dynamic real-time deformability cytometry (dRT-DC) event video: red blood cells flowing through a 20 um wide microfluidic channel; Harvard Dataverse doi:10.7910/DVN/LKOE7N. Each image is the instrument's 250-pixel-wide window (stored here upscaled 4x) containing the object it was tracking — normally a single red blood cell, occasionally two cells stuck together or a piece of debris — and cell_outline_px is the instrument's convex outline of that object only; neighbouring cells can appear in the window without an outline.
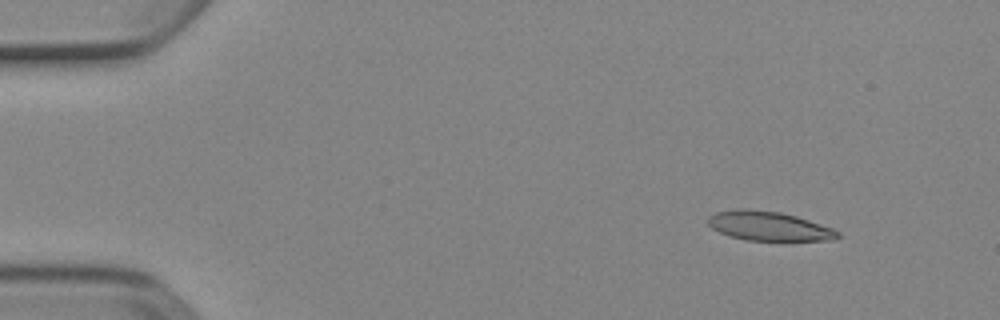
{"species": "Egyptian fruit bat (a non-hibernating species)", "species_latin": "Rousettus aegyptiacus", "temperature_condition": "cold", "stored_images_in_passage": 5, "camera_frame_rate_fps": 3000, "um_per_image_px": 0.085, "animal": {"sex": "female"}, "frame": {"image": 1, "passage_image": 2, "time_ms": 0.333, "image_size_px": [1000, 320], "cell_outline_px": [[840, 236], [832, 240], [744, 240], [728, 236], [712, 228], [708, 224], [708, 216], [716, 212], [740, 208], [744, 208], [780, 212], [796, 216], [832, 228], [840, 232]], "centroid_in_image_um": [65.32, 19.21], "position_along_channel_um": 19.7, "area_um2": 22.02}}
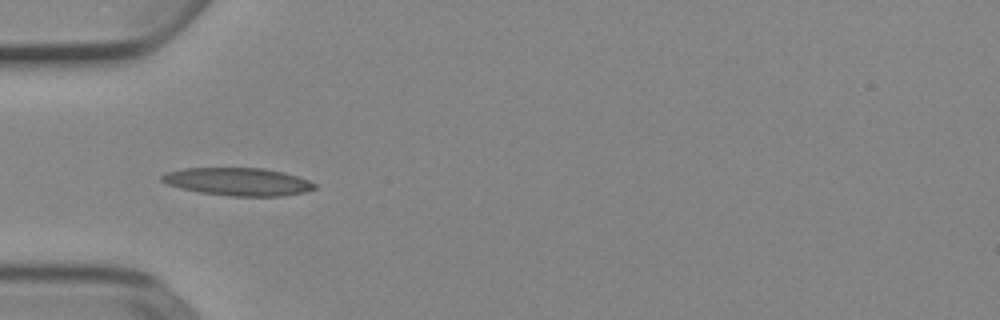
{"frame": {"image": 2, "passage_image": 5, "time_ms": 1.333, "image_size_px": [1000, 320], "cell_outline_px": [[316, 188], [304, 192], [284, 196], [232, 196], [200, 192], [180, 188], [168, 184], [160, 180], [160, 176], [168, 172], [184, 168], [264, 168], [284, 172], [308, 180], [316, 184]], "centroid_in_image_um": [20.24, 15.44], "position_along_channel_um": 64.8, "area_um2": 24.68}}